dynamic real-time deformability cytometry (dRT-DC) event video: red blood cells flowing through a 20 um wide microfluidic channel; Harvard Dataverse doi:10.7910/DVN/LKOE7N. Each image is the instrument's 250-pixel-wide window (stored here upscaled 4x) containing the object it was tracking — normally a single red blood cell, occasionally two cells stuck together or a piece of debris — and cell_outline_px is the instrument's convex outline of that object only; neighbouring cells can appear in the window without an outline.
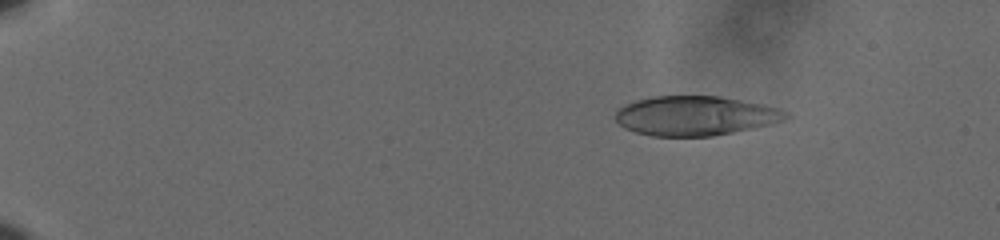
{"species": "human", "species_latin": "Homo sapiens", "temperature_condition": "cold", "stored_images_in_passage": 50, "camera_frame_rate_fps": 3000, "um_per_image_px": 0.085, "donor": {"sex": "male"}, "frame": {"image": 1, "passage_image": 1, "time_ms": 0.0, "image_size_px": [1000, 240], "cell_outline_px": [[792, 116], [784, 120], [772, 124], [712, 136], [652, 136], [636, 132], [624, 128], [616, 120], [616, 108], [624, 104], [636, 100], [652, 96], [720, 96], [764, 104], [780, 108], [788, 112]], "centroid_in_image_um": [59.12, 9.83], "position_along_channel_um": 25.9, "area_um2": 39.48}}
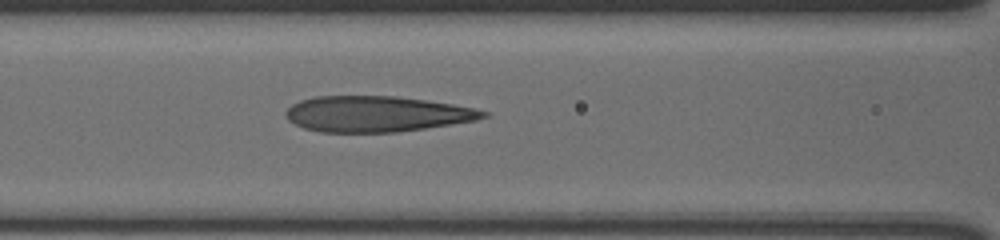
{"frame": {"image": 2, "passage_image": 20, "time_ms": 6.333, "image_size_px": [1000, 240], "cell_outline_px": [[488, 116], [476, 120], [424, 128], [396, 132], [320, 132], [304, 128], [288, 120], [284, 116], [284, 112], [292, 104], [300, 100], [316, 96], [396, 96], [452, 104], [472, 108], [488, 112]], "centroid_in_image_um": [31.95, 9.68], "position_along_channel_um": 134.6, "area_um2": 40.92}}
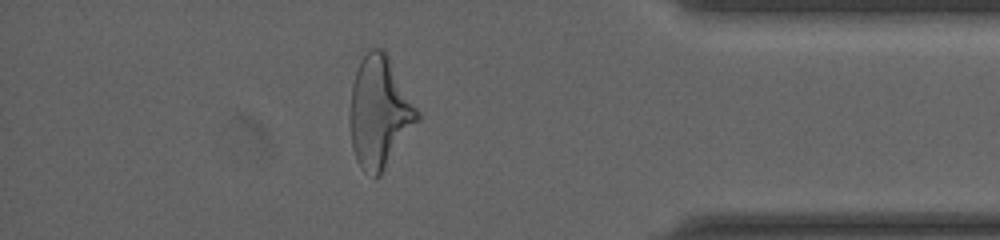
{"frame": {"image": 3, "passage_image": 44, "time_ms": 14.333, "image_size_px": [1000, 240], "cell_outline_px": [[420, 120], [380, 176], [376, 180], [364, 172], [360, 168], [356, 160], [352, 148], [348, 120], [348, 112], [352, 84], [360, 60], [372, 48], [380, 48], [388, 56], [420, 112]], "centroid_in_image_um": [32.23, 9.61], "position_along_channel_um": 403.0, "area_um2": 44.27}, "authors_computed_cell_mechanics": {"area_um2": 41.5582, "velocity_mm_per_s": 3.6307, "shape_relaxation_time_tau1_ms": 10.8836, "shape_relaxation_time_tau2_ms": 1.8357, "deformation_change_tau1": 0.2921, "deformation_change_tau2": 0.1371}}